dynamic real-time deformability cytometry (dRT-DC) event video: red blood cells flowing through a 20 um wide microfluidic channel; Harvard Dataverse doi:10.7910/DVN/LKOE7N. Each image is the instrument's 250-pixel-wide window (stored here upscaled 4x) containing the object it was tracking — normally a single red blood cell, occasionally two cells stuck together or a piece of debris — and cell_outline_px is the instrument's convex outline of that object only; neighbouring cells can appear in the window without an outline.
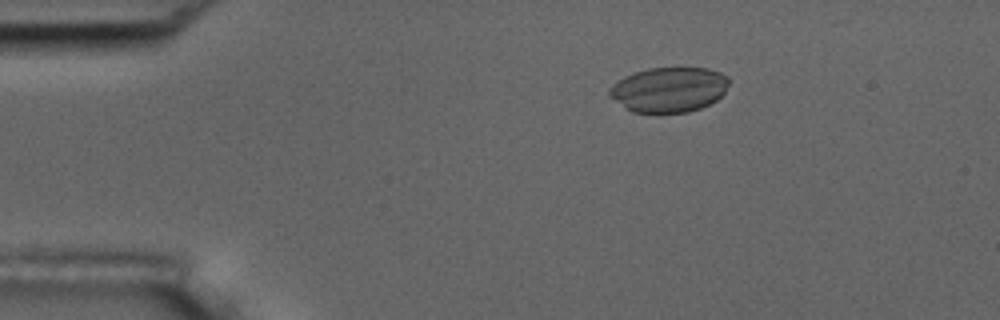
{"species": "common noctule bat (a hibernating species)", "species_latin": "Nyctalus noctula", "temperature_condition": "room temperature", "stored_images_in_passage": 4, "camera_frame_rate_fps": 3000, "um_per_image_px": 0.085, "animal": {"sex": "male", "body_mass_g": 17.5, "forearm_length_mm": 52.3}, "frame": {"image": 1, "passage_image": 3, "time_ms": 2.0, "image_size_px": [1000, 320], "cell_outline_px": [[728, 84], [724, 92], [716, 100], [700, 108], [688, 112], [632, 112], [608, 96], [608, 92], [612, 84], [624, 76], [648, 68], [708, 68], [720, 72], [728, 76]], "centroid_in_image_um": [56.84, 7.61], "position_along_channel_um": 28.2, "area_um2": 31.21}}